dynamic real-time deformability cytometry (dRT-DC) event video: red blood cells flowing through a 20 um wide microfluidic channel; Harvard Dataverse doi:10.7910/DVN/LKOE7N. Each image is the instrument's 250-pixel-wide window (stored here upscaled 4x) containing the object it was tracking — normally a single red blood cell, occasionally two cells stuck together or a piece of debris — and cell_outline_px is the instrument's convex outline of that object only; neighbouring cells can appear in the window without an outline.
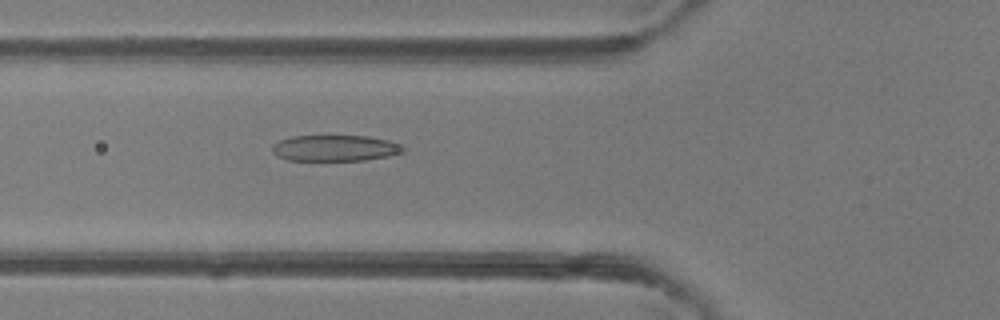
{"species": "common noctule bat (a hibernating species)", "species_latin": "Nyctalus noctula", "temperature_condition": "room temperature", "stored_images_in_passage": 48, "camera_frame_rate_fps": 3000, "um_per_image_px": 0.085, "animal": {"sex": "female"}, "frame": {"image": 1, "passage_image": 18, "time_ms": 5.667, "image_size_px": [1000, 320], "cell_outline_px": [[404, 152], [388, 156], [364, 160], [288, 160], [276, 156], [272, 152], [272, 144], [280, 140], [292, 136], [368, 136], [388, 140], [400, 144], [404, 148]], "centroid_in_image_um": [28.46, 12.59], "position_along_channel_um": 97.3, "area_um2": 19.88}}
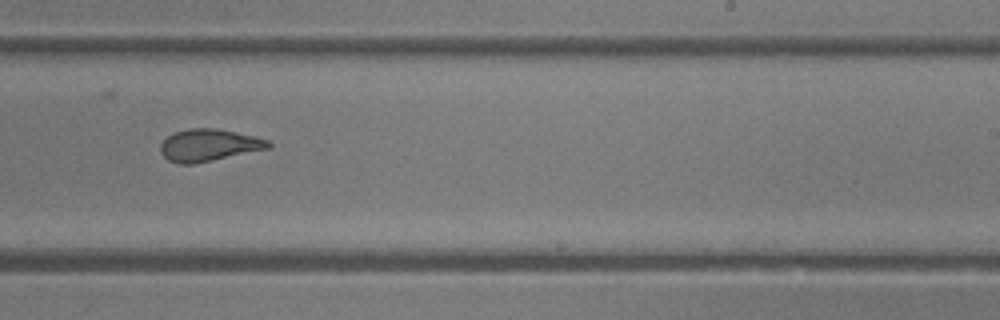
{"frame": {"image": 2, "passage_image": 30, "time_ms": 9.667, "image_size_px": [1000, 320], "cell_outline_px": [[272, 148], [192, 164], [176, 164], [168, 160], [160, 152], [160, 144], [168, 136], [176, 132], [188, 128], [216, 128], [252, 136], [268, 140], [272, 144]], "centroid_in_image_um": [17.74, 12.35], "position_along_channel_um": 271.3, "area_um2": 20.11}}
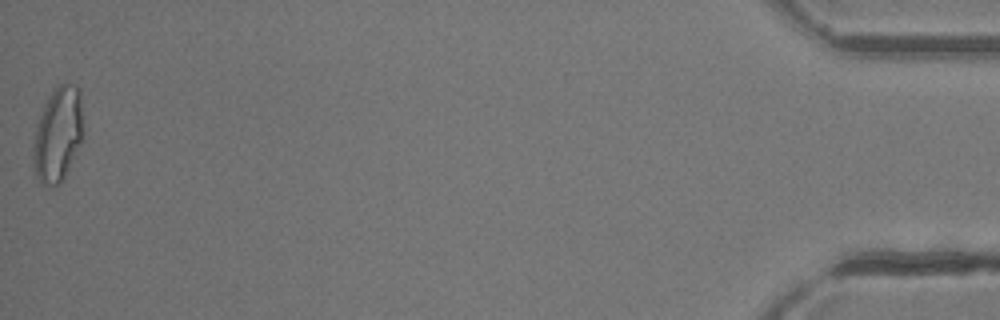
{"frame": {"image": 3, "passage_image": 48, "time_ms": 15.667, "image_size_px": [1000, 320], "cell_outline_px": [[84, 140], [64, 176], [52, 188], [40, 184], [36, 176], [32, 156], [32, 144], [36, 124], [44, 104], [52, 92], [60, 84], [76, 84], [80, 88]], "centroid_in_image_um": [4.92, 11.43], "position_along_channel_um": 430.3, "area_um2": 28.03}, "authors_computed_cell_mechanics": {"area_um2": 22.2241, "velocity_mm_per_s": 4.3424, "shape_relaxation_time_tau1_ms": 8.0209, "shape_relaxation_time_tau2_ms": 0.7899, "deformation_change_tau1": 0.2716, "deformation_change_tau2": 0.0875}}